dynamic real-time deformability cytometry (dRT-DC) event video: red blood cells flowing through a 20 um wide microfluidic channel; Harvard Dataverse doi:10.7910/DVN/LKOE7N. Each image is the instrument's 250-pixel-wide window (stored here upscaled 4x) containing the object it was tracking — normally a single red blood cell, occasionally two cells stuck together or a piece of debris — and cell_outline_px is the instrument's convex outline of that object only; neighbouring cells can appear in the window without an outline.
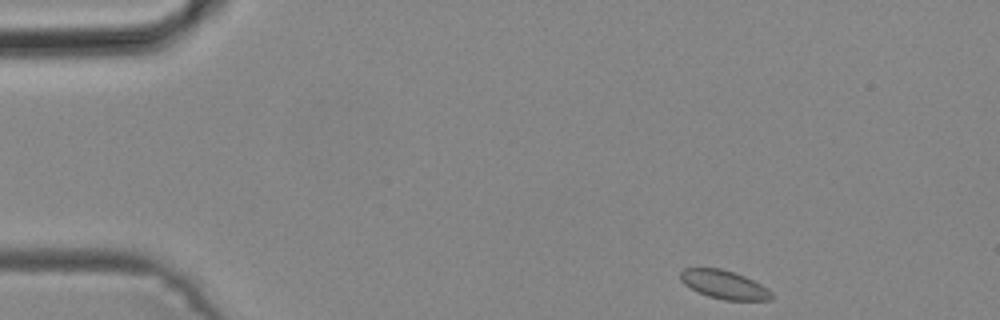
{"species": "common noctule bat (a hibernating species)", "species_latin": "Nyctalus noctula", "temperature_condition": "cold", "stored_images_in_passage": 44, "camera_frame_rate_fps": 3000, "um_per_image_px": 0.085, "animal": {"sex": "male", "body_mass_g": 19.2, "forearm_length_mm": 51.8}, "frame": {"image": 1, "passage_image": 1, "time_ms": 0.0, "image_size_px": [1000, 320], "cell_outline_px": [[772, 296], [768, 300], [724, 300], [708, 296], [684, 284], [680, 280], [680, 272], [684, 268], [720, 268], [744, 276], [760, 284], [772, 292]], "centroid_in_image_um": [61.53, 24.19], "position_along_channel_um": 23.5, "area_um2": 14.85}}
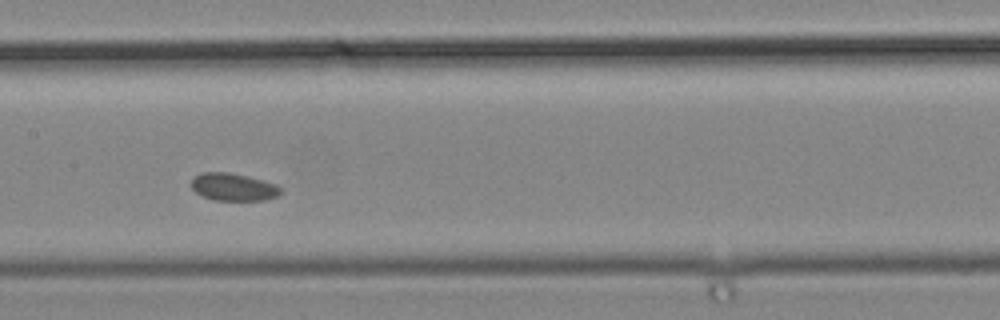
{"frame": {"image": 2, "passage_image": 19, "time_ms": 6.0, "image_size_px": [1000, 320], "cell_outline_px": [[284, 192], [280, 196], [264, 200], [212, 200], [196, 192], [192, 188], [192, 176], [200, 172], [228, 172], [248, 176], [276, 184]], "centroid_in_image_um": [19.85, 15.89], "position_along_channel_um": 187.5, "area_um2": 14.51}}
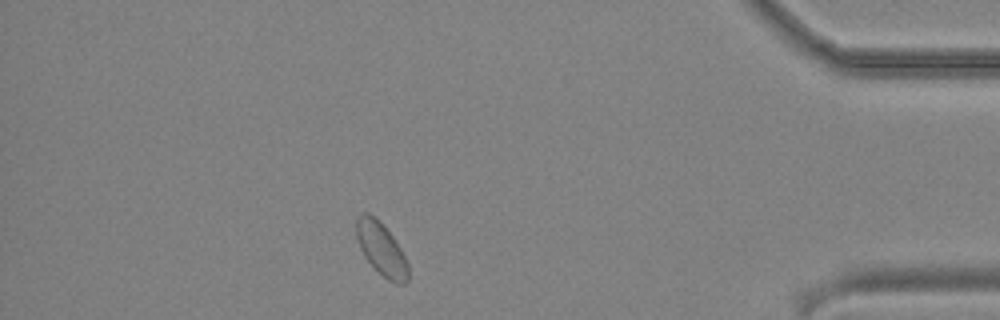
{"frame": {"image": 3, "passage_image": 38, "time_ms": 12.333, "image_size_px": [1000, 320], "cell_outline_px": [[408, 280], [404, 284], [396, 284], [388, 280], [364, 256], [360, 248], [356, 236], [356, 220], [364, 212], [368, 212], [380, 220], [392, 236], [400, 248], [408, 264]], "centroid_in_image_um": [32.41, 21.15], "position_along_channel_um": 402.8, "area_um2": 15.72}}